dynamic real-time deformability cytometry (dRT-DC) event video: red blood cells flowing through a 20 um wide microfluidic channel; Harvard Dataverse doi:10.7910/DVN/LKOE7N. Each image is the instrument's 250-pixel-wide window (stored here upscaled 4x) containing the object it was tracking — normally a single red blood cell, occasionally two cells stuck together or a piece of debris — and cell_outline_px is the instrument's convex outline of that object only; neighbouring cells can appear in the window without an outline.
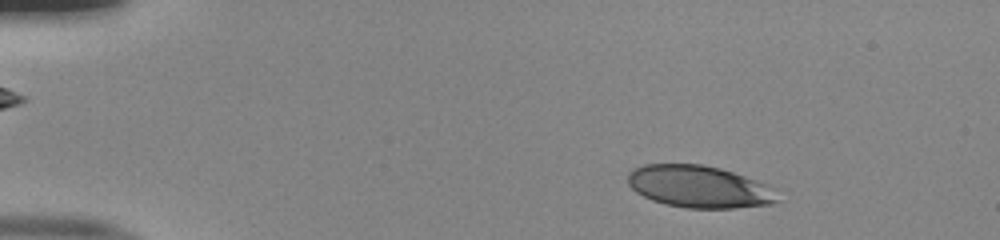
{"species": "human", "species_latin": "Homo sapiens", "temperature_condition": "room temperature", "stored_images_in_passage": 48, "camera_frame_rate_fps": 3000, "um_per_image_px": 0.085, "donor": {"sex": "male"}, "frame": {"image": 1, "passage_image": 5, "time_ms": 1.333, "image_size_px": [1000, 240], "cell_outline_px": [[780, 200], [772, 204], [736, 208], [688, 208], [664, 204], [652, 200], [636, 192], [628, 184], [628, 172], [632, 168], [644, 164], [700, 164], [720, 168], [744, 176], [764, 184]], "centroid_in_image_um": [59.35, 15.87], "position_along_channel_um": 25.7, "area_um2": 36.47}}
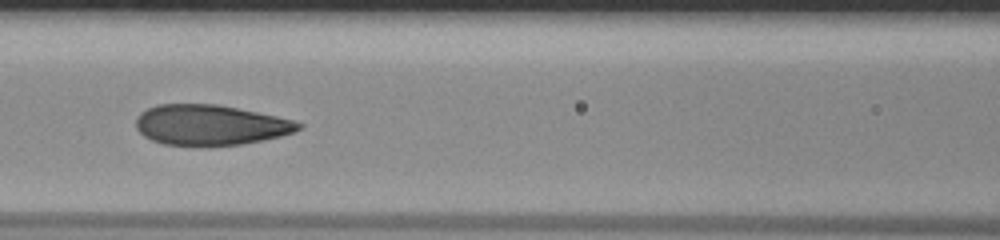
{"frame": {"image": 2, "passage_image": 21, "time_ms": 6.667, "image_size_px": [1000, 240], "cell_outline_px": [[304, 124], [300, 128], [292, 132], [280, 136], [264, 140], [240, 144], [164, 144], [152, 140], [144, 136], [136, 128], [136, 116], [140, 112], [156, 104], [220, 104], [276, 116], [292, 120]], "centroid_in_image_um": [17.85, 10.59], "position_along_channel_um": 148.8, "area_um2": 37.74}}
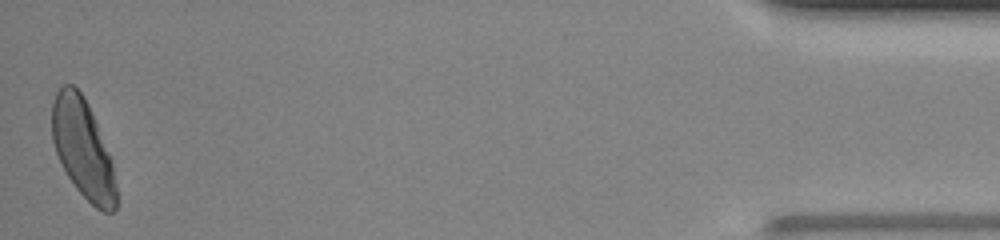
{"frame": {"image": 3, "passage_image": 48, "time_ms": 15.667, "image_size_px": [1000, 240], "cell_outline_px": [[120, 200], [116, 208], [112, 212], [104, 212], [96, 208], [76, 188], [68, 176], [56, 152], [52, 140], [52, 104], [56, 92], [64, 84], [72, 84], [84, 96], [112, 160]], "centroid_in_image_um": [7.08, 12.69], "position_along_channel_um": 428.1, "area_um2": 37.05}, "authors_computed_cell_mechanics": {"area_um2": 38.0613, "velocity_mm_per_s": 4.0189, "shape_relaxation_time_tau1_ms": 4.7722, "shape_relaxation_time_tau2_ms": null, "deformation_change_tau1": 0.1919, "deformation_change_tau2": null}}